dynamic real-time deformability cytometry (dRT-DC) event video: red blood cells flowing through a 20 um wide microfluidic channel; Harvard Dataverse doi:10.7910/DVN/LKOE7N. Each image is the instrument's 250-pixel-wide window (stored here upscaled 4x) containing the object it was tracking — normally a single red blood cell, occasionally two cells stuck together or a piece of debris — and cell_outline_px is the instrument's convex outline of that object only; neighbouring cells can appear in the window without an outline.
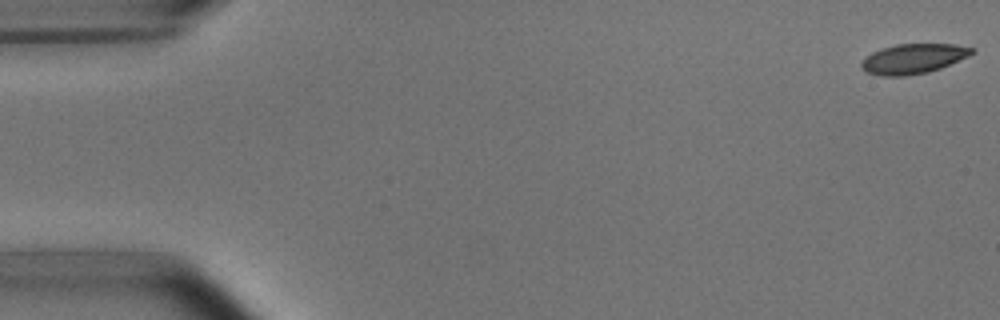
{"species": "common noctule bat (a hibernating species)", "species_latin": "Nyctalus noctula", "temperature_condition": "room temperature", "stored_images_in_passage": 14, "camera_frame_rate_fps": 3000, "um_per_image_px": 0.085, "animal": {"sex": "male", "body_mass_g": 15.6}, "frame": {"image": 1, "passage_image": 1, "time_ms": 0.0, "image_size_px": [1000, 320], "cell_outline_px": [[976, 52], [968, 56], [940, 68], [928, 72], [904, 76], [880, 76], [868, 72], [860, 68], [860, 64], [872, 52], [896, 44], [956, 44], [976, 48]], "centroid_in_image_um": [77.66, 4.99], "position_along_channel_um": 7.3, "area_um2": 19.13}}
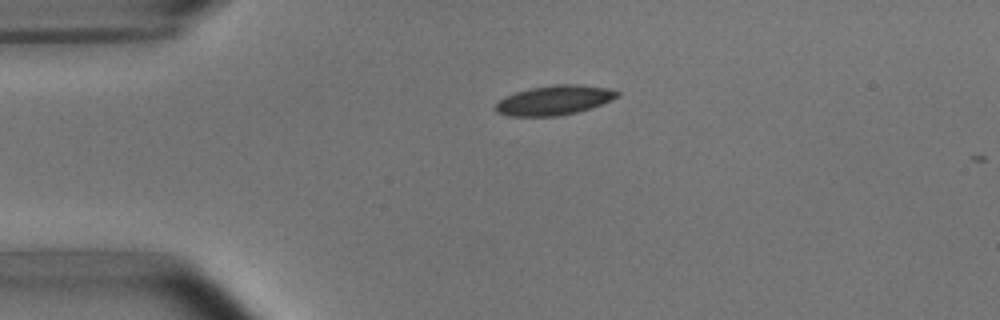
{"frame": {"image": 2, "passage_image": 12, "time_ms": 3.667, "image_size_px": [1000, 320], "cell_outline_px": [[620, 96], [600, 104], [576, 112], [556, 116], [508, 116], [496, 112], [492, 108], [504, 96], [516, 92], [532, 88], [552, 84], [576, 84], [608, 88], [620, 92]], "centroid_in_image_um": [47.07, 8.51], "position_along_channel_um": 37.9, "area_um2": 20.87}}